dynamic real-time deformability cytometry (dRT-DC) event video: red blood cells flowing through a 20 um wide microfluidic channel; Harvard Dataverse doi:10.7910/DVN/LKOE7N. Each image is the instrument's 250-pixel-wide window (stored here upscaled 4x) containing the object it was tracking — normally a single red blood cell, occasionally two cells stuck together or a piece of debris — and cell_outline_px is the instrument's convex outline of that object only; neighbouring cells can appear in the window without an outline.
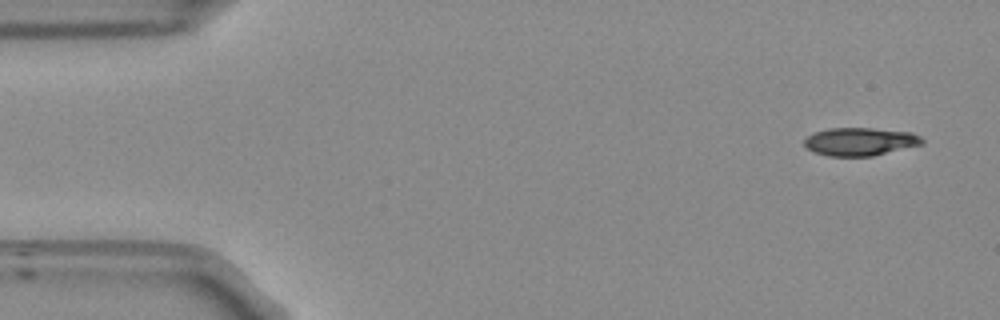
{"species": "Egyptian fruit bat (a non-hibernating species)", "species_latin": "Rousettus aegyptiacus", "temperature_condition": "room temperature", "stored_images_in_passage": 51, "camera_frame_rate_fps": 3000, "um_per_image_px": 0.085, "frame": {"image": 1, "passage_image": 1, "time_ms": 0.0, "image_size_px": [1000, 320], "cell_outline_px": [[924, 144], [872, 156], [828, 156], [816, 152], [808, 148], [804, 144], [804, 140], [808, 136], [816, 132], [828, 128], [872, 128], [912, 132], [920, 136], [924, 140]], "centroid_in_image_um": [73.15, 12.03], "position_along_channel_um": 11.9, "area_um2": 19.19}}
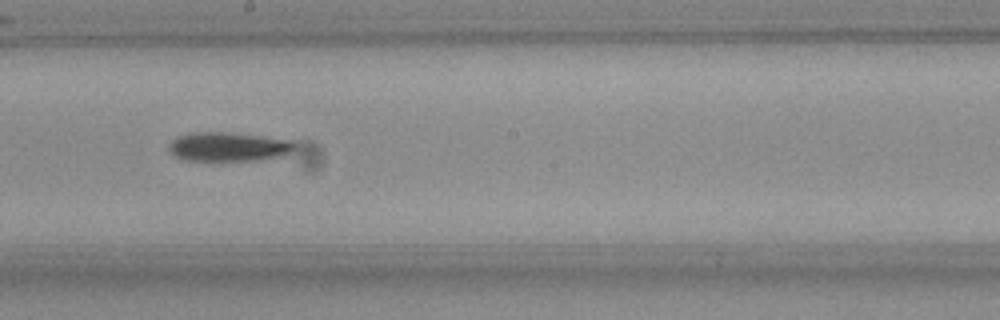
{"frame": {"image": 2, "passage_image": 27, "time_ms": 8.667, "image_size_px": [1000, 320], "cell_outline_px": [[296, 144], [284, 156], [248, 160], [184, 160], [176, 156], [168, 148], [172, 140], [176, 136], [196, 132], [224, 132], [260, 136], [292, 140]], "centroid_in_image_um": [19.39, 12.46], "position_along_channel_um": 228.8, "area_um2": 20.92}}
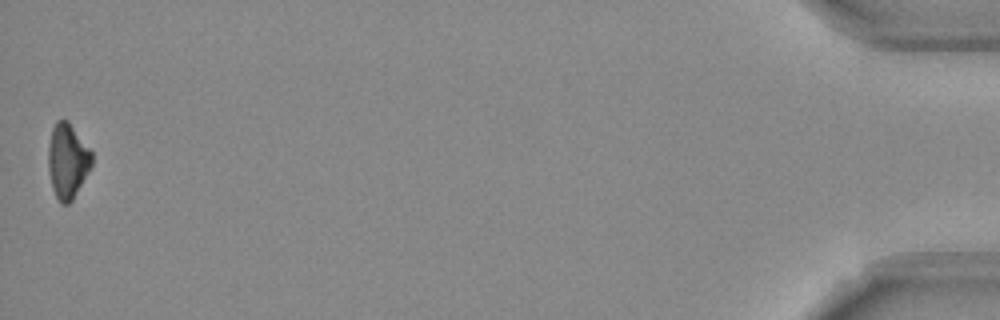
{"frame": {"image": 3, "passage_image": 51, "time_ms": 16.667, "image_size_px": [1000, 320], "cell_outline_px": [[92, 168], [72, 200], [68, 204], [60, 204], [52, 188], [48, 168], [48, 148], [52, 128], [56, 120], [68, 120], [92, 152]], "centroid_in_image_um": [5.74, 13.69], "position_along_channel_um": 429.5, "area_um2": 19.13}, "authors_computed_cell_mechanics": {"area_um2": 20.3456, "velocity_mm_per_s": 3.7851, "shape_relaxation_time_tau1_ms": 8.0451, "shape_relaxation_time_tau2_ms": null, "deformation_change_tau1": 0.1822, "deformation_change_tau2": null}}